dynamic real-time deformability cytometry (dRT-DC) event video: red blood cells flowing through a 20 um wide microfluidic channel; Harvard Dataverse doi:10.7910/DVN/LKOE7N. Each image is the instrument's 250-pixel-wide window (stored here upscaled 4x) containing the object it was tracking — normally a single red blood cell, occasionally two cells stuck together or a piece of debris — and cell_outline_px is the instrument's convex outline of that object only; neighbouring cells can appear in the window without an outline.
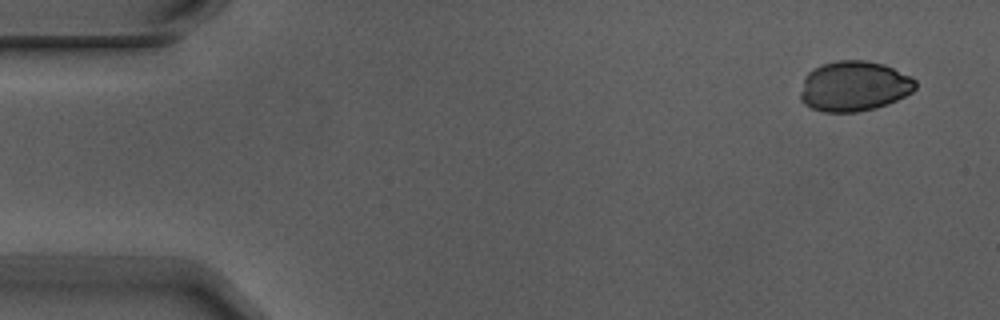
{"species": "Egyptian fruit bat (a non-hibernating species)", "species_latin": "Rousettus aegyptiacus", "temperature_condition": "warm", "stored_images_in_passage": 5, "camera_frame_rate_fps": 3000, "um_per_image_px": 0.085, "animal": {"sex": "male"}, "frame": {"image": 1, "passage_image": 1, "time_ms": 0.0, "image_size_px": [1000, 320], "cell_outline_px": [[916, 88], [912, 92], [888, 104], [876, 108], [856, 112], [824, 112], [812, 108], [804, 104], [800, 100], [800, 92], [804, 76], [808, 72], [824, 64], [836, 60], [868, 60], [884, 64], [912, 76], [916, 80]], "centroid_in_image_um": [72.6, 7.32], "position_along_channel_um": 12.4, "area_um2": 33.93}}